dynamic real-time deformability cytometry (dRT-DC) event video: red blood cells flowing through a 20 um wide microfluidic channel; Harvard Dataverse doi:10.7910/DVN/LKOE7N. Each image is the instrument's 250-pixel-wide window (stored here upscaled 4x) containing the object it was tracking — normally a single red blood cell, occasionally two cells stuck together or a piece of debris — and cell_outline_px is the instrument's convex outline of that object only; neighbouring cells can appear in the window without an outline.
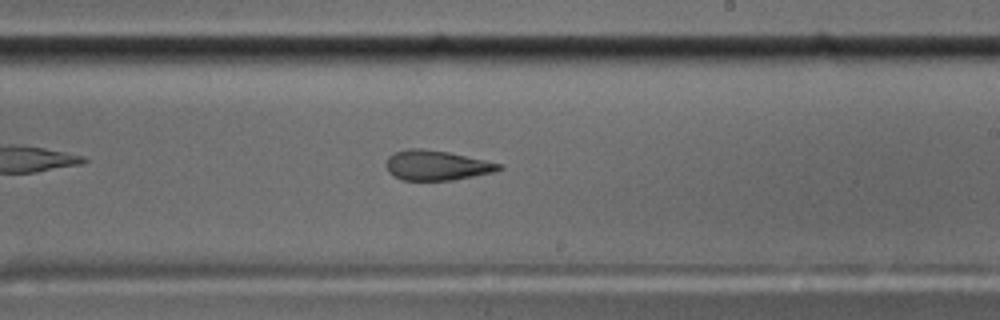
{"species": "common noctule bat (a hibernating species)", "species_latin": "Nyctalus noctula", "temperature_condition": "cold", "stored_images_in_passage": 31, "camera_frame_rate_fps": 3000, "um_per_image_px": 0.085, "animal": {"sex": "male", "body_mass_g": 17.5, "forearm_length_mm": 52.3}, "frame": {"image": 1, "passage_image": 22, "time_ms": 7.0, "image_size_px": [1000, 320], "cell_outline_px": [[504, 168], [496, 172], [452, 180], [404, 180], [388, 172], [384, 164], [388, 156], [396, 152], [408, 148], [420, 148], [448, 152], [504, 164]], "centroid_in_image_um": [37.14, 14.05], "position_along_channel_um": 251.9, "area_um2": 19.77}}